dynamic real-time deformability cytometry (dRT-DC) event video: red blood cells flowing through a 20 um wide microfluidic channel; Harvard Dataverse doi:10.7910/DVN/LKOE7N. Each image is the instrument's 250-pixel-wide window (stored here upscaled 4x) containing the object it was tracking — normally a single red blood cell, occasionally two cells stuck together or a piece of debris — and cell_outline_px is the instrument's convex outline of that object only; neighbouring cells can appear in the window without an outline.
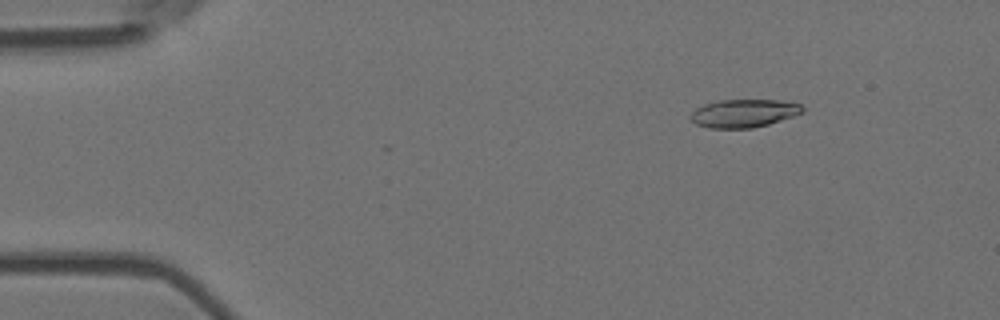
{"species": "Egyptian fruit bat (a non-hibernating species)", "species_latin": "Rousettus aegyptiacus", "temperature_condition": "room temperature", "stored_images_in_passage": 7, "camera_frame_rate_fps": 3000, "um_per_image_px": 0.085, "animal": {"sex": "female"}, "frame": {"image": 1, "passage_image": 2, "time_ms": 0.333, "image_size_px": [1000, 320], "cell_outline_px": [[804, 112], [768, 124], [752, 128], [708, 128], [696, 124], [688, 116], [696, 108], [704, 104], [720, 100], [780, 100], [800, 104], [804, 108]], "centroid_in_image_um": [63.2, 9.63], "position_along_channel_um": 21.8, "area_um2": 18.26}}
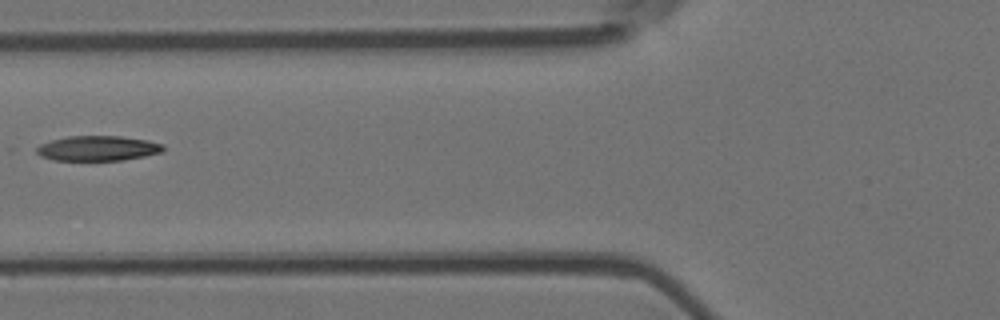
{"frame": {"image": 2, "passage_image": 6, "time_ms": 1.667, "image_size_px": [1000, 320], "cell_outline_px": [[164, 152], [124, 160], [52, 160], [40, 156], [36, 152], [36, 148], [40, 144], [52, 140], [68, 136], [120, 136], [148, 140], [164, 144]], "centroid_in_image_um": [8.33, 12.6], "position_along_channel_um": 117.5, "area_um2": 18.55}}
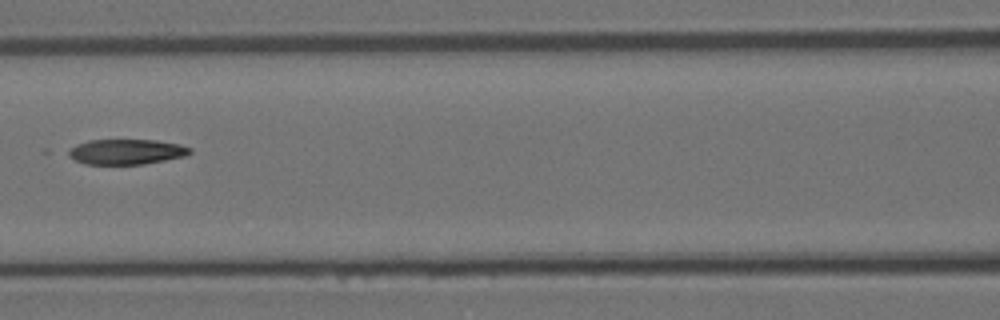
{"frame": {"image": 3, "passage_image": 7, "time_ms": 2.0, "image_size_px": [1000, 320], "cell_outline_px": [[192, 152], [184, 156], [144, 164], [84, 164], [68, 156], [64, 152], [76, 144], [88, 140], [156, 140], [180, 144], [192, 148]], "centroid_in_image_um": [10.7, 12.89], "position_along_channel_um": 155.9, "area_um2": 17.98}}